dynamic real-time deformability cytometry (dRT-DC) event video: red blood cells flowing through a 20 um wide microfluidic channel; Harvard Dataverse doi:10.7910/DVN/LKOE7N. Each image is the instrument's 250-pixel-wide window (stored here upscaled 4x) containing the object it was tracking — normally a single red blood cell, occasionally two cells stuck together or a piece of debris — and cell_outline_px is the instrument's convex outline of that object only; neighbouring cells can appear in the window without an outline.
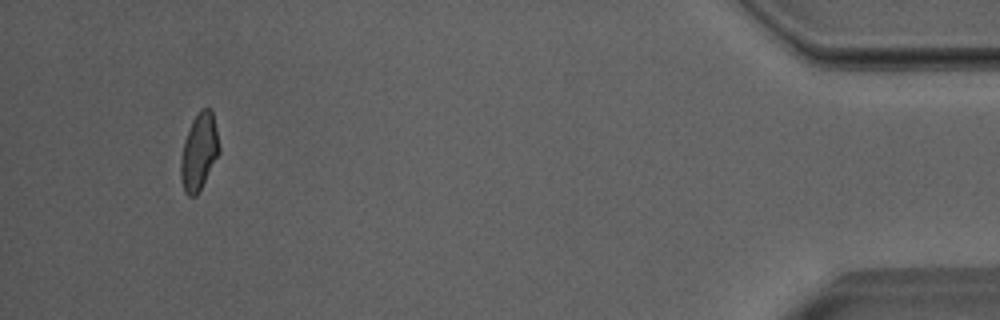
{"species": "Egyptian fruit bat (a non-hibernating species)", "species_latin": "Rousettus aegyptiacus", "temperature_condition": "room temperature", "stored_images_in_passage": 38, "camera_frame_rate_fps": 3000, "um_per_image_px": 0.085, "animal": {"sex": "male"}, "frame": {"image": 1, "passage_image": 38, "time_ms": 12.333, "image_size_px": [1000, 320], "cell_outline_px": [[220, 152], [196, 196], [188, 196], [184, 192], [180, 176], [180, 160], [184, 140], [192, 120], [200, 108], [208, 104], [212, 108], [220, 148]], "centroid_in_image_um": [16.91, 12.84], "position_along_channel_um": 418.3, "area_um2": 17.4}, "authors_computed_cell_mechanics": {"area_um2": 17.6001, "velocity_mm_per_s": 4.0113, "shape_relaxation_time_tau1_ms": 9.0568, "shape_relaxation_time_tau2_ms": 1.3795, "deformation_change_tau1": 0.1742, "deformation_change_tau2": 0.0741}}